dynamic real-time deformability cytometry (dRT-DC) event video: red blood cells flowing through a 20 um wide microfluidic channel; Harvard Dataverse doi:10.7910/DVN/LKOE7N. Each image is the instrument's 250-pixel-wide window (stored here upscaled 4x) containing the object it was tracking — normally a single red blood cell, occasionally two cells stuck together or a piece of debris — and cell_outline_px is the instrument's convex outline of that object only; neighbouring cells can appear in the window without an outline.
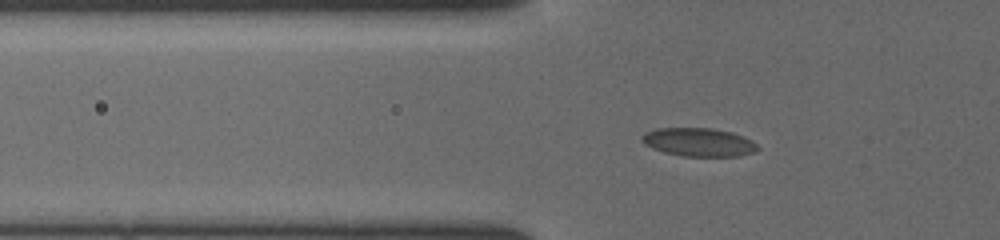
{"species": "common noctule bat (a hibernating species)", "species_latin": "Nyctalus noctula", "temperature_condition": "cold", "stored_images_in_passage": 48, "camera_frame_rate_fps": 3000, "um_per_image_px": 0.085, "animal": {"sex": "female", "body_mass_g": 19.5, "forearm_length_mm": 54.1}, "frame": {"image": 1, "passage_image": 15, "time_ms": 4.667, "image_size_px": [1000, 240], "cell_outline_px": [[760, 148], [756, 152], [740, 156], [680, 156], [664, 152], [652, 148], [644, 144], [640, 140], [640, 136], [644, 132], [656, 128], [712, 128], [732, 132], [752, 140]], "centroid_in_image_um": [59.37, 12.08], "position_along_channel_um": 66.4, "area_um2": 19.42}}
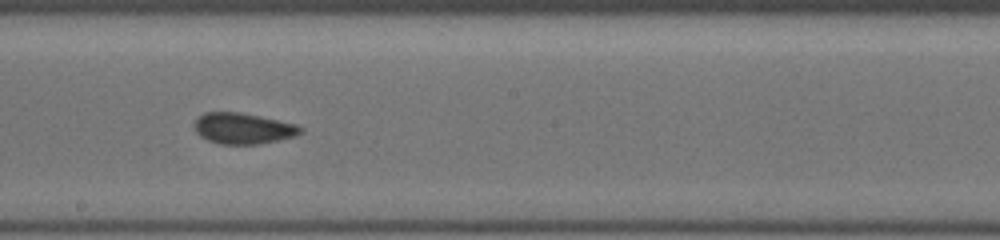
{"frame": {"image": 2, "passage_image": 27, "time_ms": 8.667, "image_size_px": [1000, 240], "cell_outline_px": [[304, 132], [296, 136], [280, 140], [256, 144], [220, 144], [208, 140], [200, 136], [192, 128], [192, 124], [196, 116], [204, 112], [240, 112], [260, 116], [296, 124], [304, 128]], "centroid_in_image_um": [20.63, 10.91], "position_along_channel_um": 227.6, "area_um2": 19.54}}
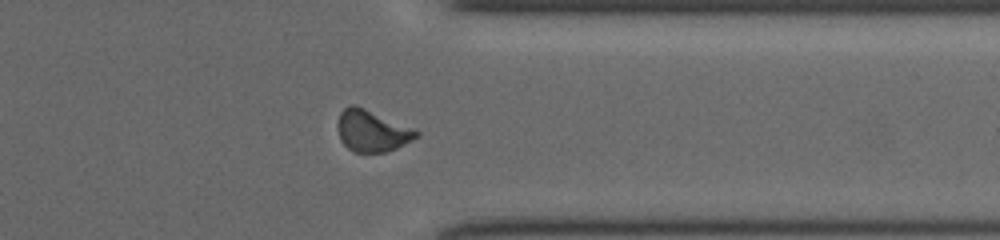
{"frame": {"image": 3, "passage_image": 38, "time_ms": 12.333, "image_size_px": [1000, 240], "cell_outline_px": [[420, 136], [396, 148], [384, 152], [352, 152], [340, 140], [336, 124], [340, 112], [348, 104], [356, 104], [416, 128], [420, 132]], "centroid_in_image_um": [31.62, 11.09], "position_along_channel_um": 379.8, "area_um2": 19.54}}